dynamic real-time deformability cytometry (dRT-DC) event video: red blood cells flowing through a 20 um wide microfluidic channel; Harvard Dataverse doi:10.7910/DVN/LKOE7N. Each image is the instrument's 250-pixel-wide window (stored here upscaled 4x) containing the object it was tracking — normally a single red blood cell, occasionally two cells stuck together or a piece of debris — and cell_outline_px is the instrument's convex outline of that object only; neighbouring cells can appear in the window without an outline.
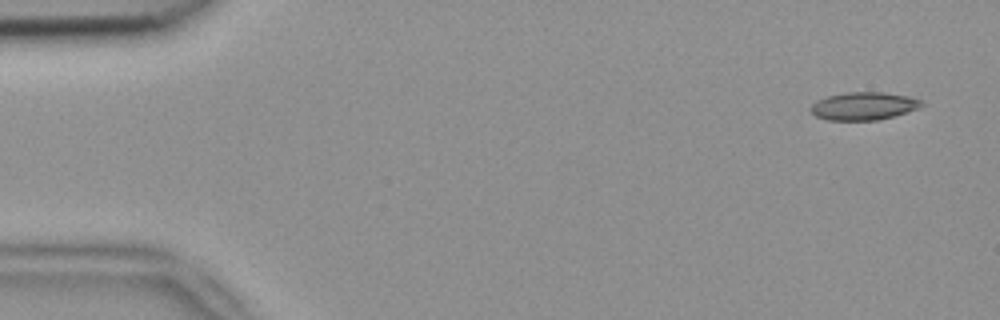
{"species": "common noctule bat (a hibernating species)", "species_latin": "Nyctalus noctula", "temperature_condition": "room temperature", "stored_images_in_passage": 5, "camera_frame_rate_fps": 3000, "um_per_image_px": 0.085, "animal": {"sex": "female", "body_mass_g": 18.4}, "frame": {"image": 1, "passage_image": 1, "time_ms": 0.0, "image_size_px": [1000, 320], "cell_outline_px": [[924, 104], [920, 108], [896, 116], [880, 120], [828, 120], [816, 116], [812, 112], [812, 104], [816, 100], [828, 96], [848, 92], [884, 92], [908, 96], [920, 100]], "centroid_in_image_um": [73.45, 9.02], "position_along_channel_um": 11.5, "area_um2": 18.03}}